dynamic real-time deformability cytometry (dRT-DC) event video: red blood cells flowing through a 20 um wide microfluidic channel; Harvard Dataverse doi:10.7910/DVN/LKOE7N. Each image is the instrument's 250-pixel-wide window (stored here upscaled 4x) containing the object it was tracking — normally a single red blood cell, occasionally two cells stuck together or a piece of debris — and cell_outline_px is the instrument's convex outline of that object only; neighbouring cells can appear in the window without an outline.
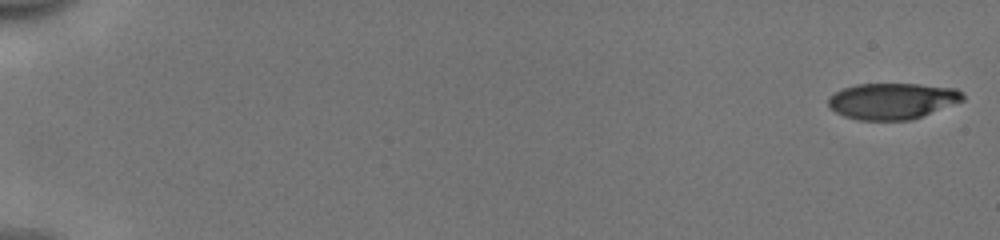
{"species": "human", "species_latin": "Homo sapiens", "temperature_condition": "cold", "stored_images_in_passage": 53, "camera_frame_rate_fps": 3000, "um_per_image_px": 0.085, "donor": {"sex": "male"}, "frame": {"image": 1, "passage_image": 1, "time_ms": 0.0, "image_size_px": [1000, 240], "cell_outline_px": [[964, 100], [912, 120], [860, 120], [844, 116], [828, 108], [828, 96], [844, 88], [856, 84], [920, 84], [956, 88], [964, 96]], "centroid_in_image_um": [75.82, 8.58], "position_along_channel_um": 9.2, "area_um2": 28.38}}
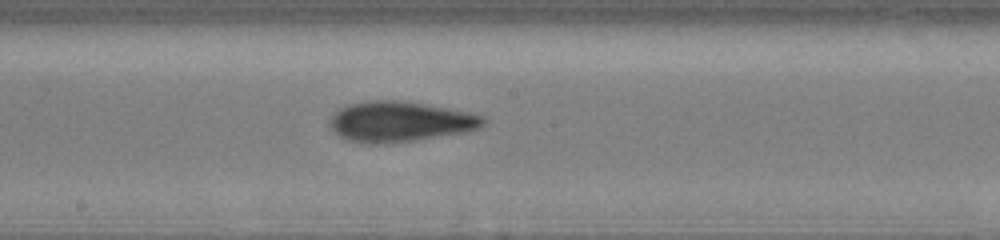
{"frame": {"image": 2, "passage_image": 31, "time_ms": 10.0, "image_size_px": [1000, 240], "cell_outline_px": [[488, 120], [480, 128], [460, 132], [412, 140], [376, 144], [368, 144], [344, 140], [332, 132], [328, 124], [328, 120], [340, 108], [348, 104], [372, 100], [400, 100], [424, 104], [468, 112], [484, 116]], "centroid_in_image_um": [33.92, 10.33], "position_along_channel_um": 214.3, "area_um2": 35.95}}
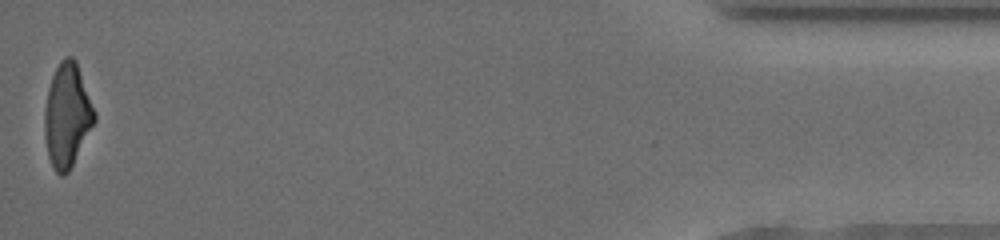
{"frame": {"image": 3, "passage_image": 53, "time_ms": 17.333, "image_size_px": [1000, 240], "cell_outline_px": [[96, 120], [68, 172], [64, 176], [60, 176], [56, 172], [48, 156], [44, 136], [44, 112], [48, 88], [52, 76], [60, 60], [64, 56], [72, 56], [76, 60], [96, 112]], "centroid_in_image_um": [5.7, 9.78], "position_along_channel_um": 429.5, "area_um2": 30.17}, "authors_computed_cell_mechanics": {"area_um2": 32.368, "velocity_mm_per_s": 3.9824, "shape_relaxation_time_tau1_ms": 3.6387, "shape_relaxation_time_tau2_ms": 3.4503, "deformation_change_tau1": 0.1581, "deformation_change_tau2": 0.1318}}